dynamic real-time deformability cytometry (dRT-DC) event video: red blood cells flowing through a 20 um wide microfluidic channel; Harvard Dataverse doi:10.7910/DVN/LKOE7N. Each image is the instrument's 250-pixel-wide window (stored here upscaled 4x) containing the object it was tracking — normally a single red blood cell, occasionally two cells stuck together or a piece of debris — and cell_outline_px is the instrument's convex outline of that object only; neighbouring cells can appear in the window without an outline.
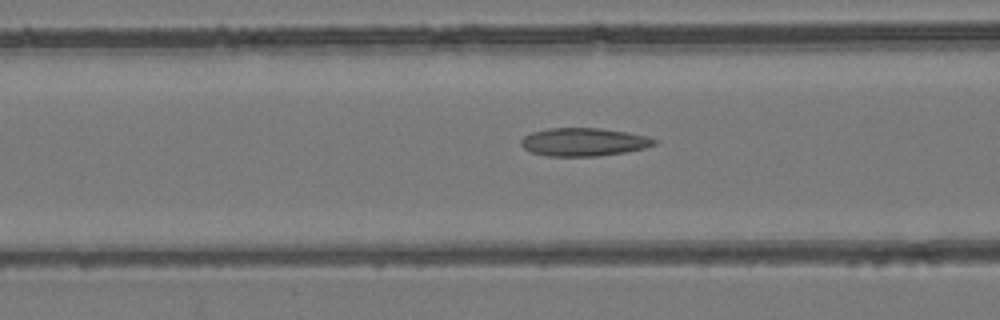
{"species": "common noctule bat (a hibernating species)", "species_latin": "Nyctalus noctula", "temperature_condition": "room temperature", "stored_images_in_passage": 36, "camera_frame_rate_fps": 3000, "um_per_image_px": 0.085, "animal": {"sex": "female", "body_mass_g": 24.6, "forearm_length_mm": 56.2}, "frame": {"image": 1, "passage_image": 15, "time_ms": 4.667, "image_size_px": [1000, 320], "cell_outline_px": [[656, 144], [644, 148], [624, 152], [600, 156], [548, 156], [532, 152], [524, 148], [520, 144], [520, 140], [524, 136], [532, 132], [548, 128], [600, 128], [628, 132], [648, 136], [656, 140]], "centroid_in_image_um": [49.61, 12.06], "position_along_channel_um": 117.0, "area_um2": 21.85}}
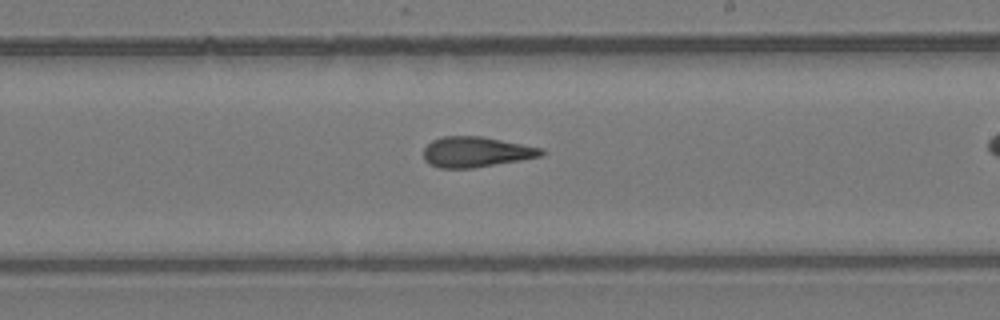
{"frame": {"image": 2, "passage_image": 25, "time_ms": 8.0, "image_size_px": [1000, 320], "cell_outline_px": [[544, 152], [540, 156], [520, 160], [472, 168], [440, 168], [428, 164], [424, 160], [424, 148], [432, 140], [444, 136], [480, 136], [544, 148]], "centroid_in_image_um": [40.43, 12.91], "position_along_channel_um": 248.6, "area_um2": 20.75}}
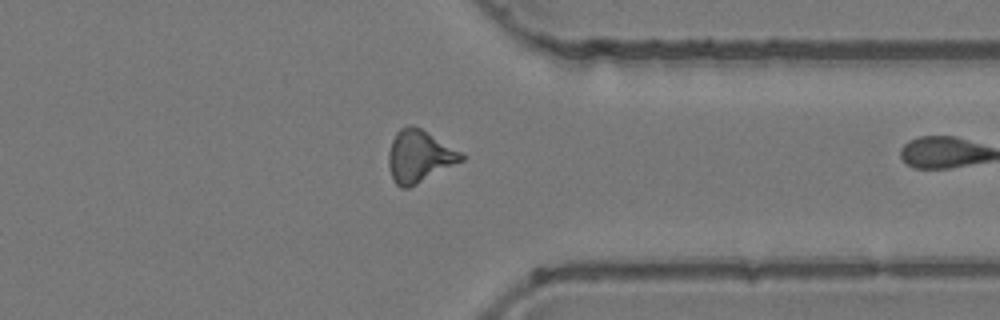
{"frame": {"image": 3, "passage_image": 35, "time_ms": 11.333, "image_size_px": [1000, 320], "cell_outline_px": [[468, 156], [464, 160], [408, 188], [400, 188], [396, 184], [392, 176], [388, 164], [388, 152], [392, 140], [396, 132], [400, 128], [408, 124], [412, 124], [420, 128]], "centroid_in_image_um": [35.63, 13.27], "position_along_channel_um": 375.8, "area_um2": 22.02}}